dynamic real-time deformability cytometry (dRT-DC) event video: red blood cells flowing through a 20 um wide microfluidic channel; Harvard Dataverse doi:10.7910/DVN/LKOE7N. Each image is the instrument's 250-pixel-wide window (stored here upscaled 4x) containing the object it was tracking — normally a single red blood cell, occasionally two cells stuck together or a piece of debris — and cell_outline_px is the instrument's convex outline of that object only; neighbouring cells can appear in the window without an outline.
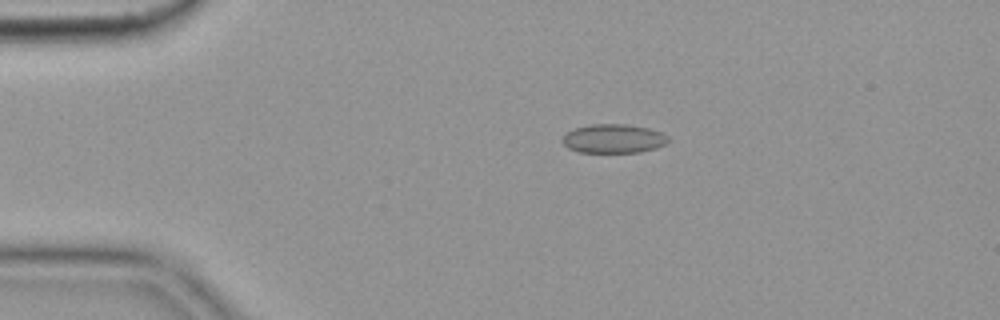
{"species": "common noctule bat (a hibernating species)", "species_latin": "Nyctalus noctula", "temperature_condition": "cold", "stored_images_in_passage": 55, "camera_frame_rate_fps": 3000, "um_per_image_px": 0.085, "animal": {"sex": "female", "body_mass_g": 19.9}, "frame": {"image": 1, "passage_image": 11, "time_ms": 3.333, "image_size_px": [1000, 320], "cell_outline_px": [[668, 140], [664, 144], [656, 148], [640, 152], [580, 152], [568, 148], [564, 144], [564, 136], [568, 132], [576, 128], [592, 124], [624, 124], [648, 128], [660, 132], [668, 136]], "centroid_in_image_um": [52.17, 11.78], "position_along_channel_um": 32.8, "area_um2": 17.51}}
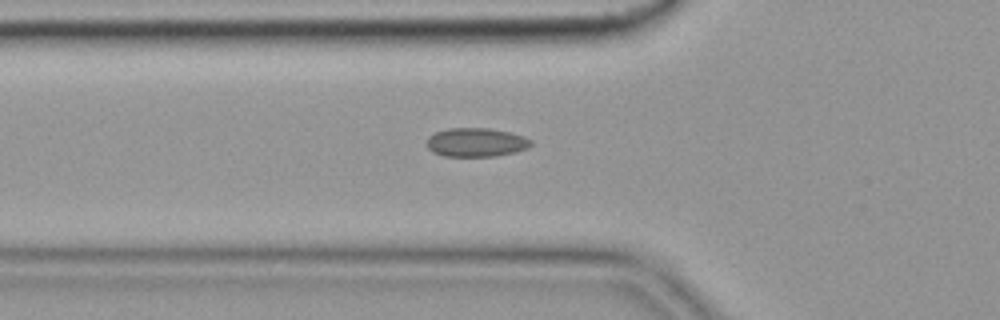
{"frame": {"image": 2, "passage_image": 19, "time_ms": 6.0, "image_size_px": [1000, 320], "cell_outline_px": [[532, 144], [528, 148], [516, 152], [496, 156], [444, 156], [432, 152], [428, 148], [428, 136], [436, 132], [448, 128], [488, 128], [508, 132], [524, 136], [532, 140]], "centroid_in_image_um": [40.49, 12.1], "position_along_channel_um": 85.3, "area_um2": 17.51}}
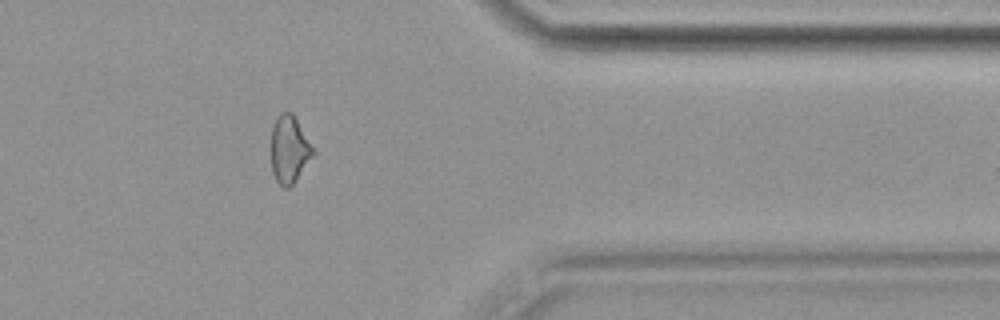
{"frame": {"image": 3, "passage_image": 45, "time_ms": 14.667, "image_size_px": [1000, 320], "cell_outline_px": [[316, 152], [296, 180], [288, 188], [284, 188], [276, 180], [272, 172], [268, 148], [272, 128], [276, 116], [280, 112], [292, 112]], "centroid_in_image_um": [24.54, 12.69], "position_along_channel_um": 386.9, "area_um2": 16.99}, "authors_computed_cell_mechanics": {"area_um2": 17.5134, "velocity_mm_per_s": 3.6457, "shape_relaxation_time_tau1_ms": null, "shape_relaxation_time_tau2_ms": 3.4878, "deformation_change_tau1": null, "deformation_change_tau2": 0.1053}}